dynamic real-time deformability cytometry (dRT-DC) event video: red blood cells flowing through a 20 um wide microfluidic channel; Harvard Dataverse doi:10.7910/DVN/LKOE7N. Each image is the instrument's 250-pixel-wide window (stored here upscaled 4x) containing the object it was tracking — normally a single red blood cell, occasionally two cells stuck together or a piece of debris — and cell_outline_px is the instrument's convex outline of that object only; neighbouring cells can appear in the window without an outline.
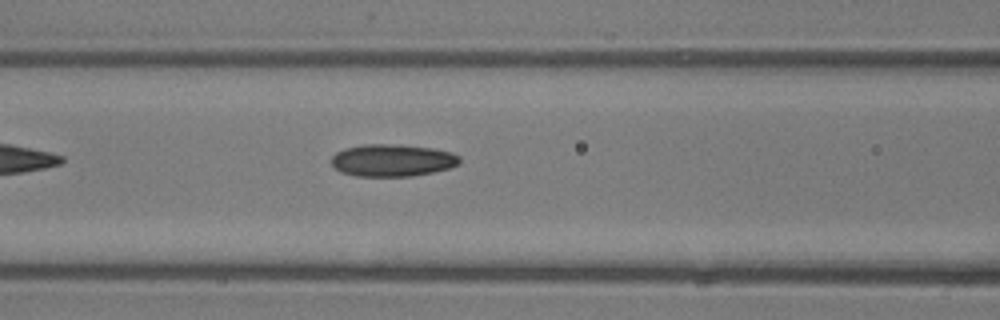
{"species": "common noctule bat (a hibernating species)", "species_latin": "Nyctalus noctula", "temperature_condition": "room temperature", "stored_images_in_passage": 5, "camera_frame_rate_fps": 3000, "um_per_image_px": 0.085, "animal": {"sex": "male", "body_mass_g": 13.3}, "frame": {"image": 1, "passage_image": 5, "time_ms": 5.333, "image_size_px": [1000, 320], "cell_outline_px": [[460, 164], [448, 168], [432, 172], [412, 176], [356, 176], [340, 172], [332, 164], [332, 156], [336, 152], [344, 148], [364, 144], [396, 144], [436, 148], [452, 152], [460, 156]], "centroid_in_image_um": [33.37, 13.61], "position_along_channel_um": 133.2, "area_um2": 24.28}}